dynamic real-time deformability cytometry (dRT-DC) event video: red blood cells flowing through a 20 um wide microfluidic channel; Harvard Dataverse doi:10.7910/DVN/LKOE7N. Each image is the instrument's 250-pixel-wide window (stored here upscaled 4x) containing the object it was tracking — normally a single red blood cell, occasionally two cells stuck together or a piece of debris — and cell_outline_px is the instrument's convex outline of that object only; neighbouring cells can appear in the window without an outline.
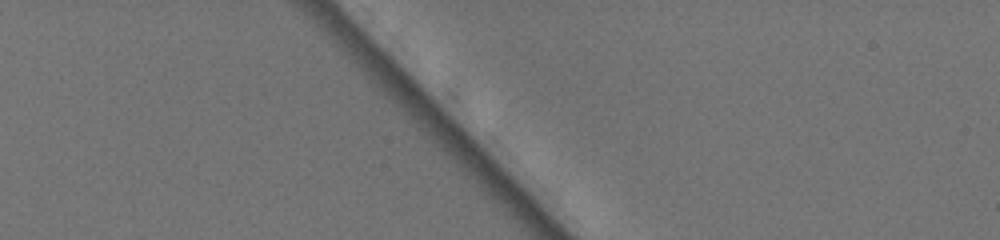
{"species": "common noctule bat (a hibernating species)", "species_latin": "Nyctalus noctula", "temperature_condition": "warm", "stored_images_in_passage": 3, "camera_frame_rate_fps": 3000, "um_per_image_px": 0.085, "animal": {"sex": "female", "body_mass_g": 19.5, "forearm_length_mm": 54.1}, "frame": {"image": 1, "passage_image": 2, "time_ms": 0.333, "image_size_px": [1000, 240], "cell_outline_px": [[596, 132], [592, 140], [516, 60], [516, 56], [524, 40], [532, 40], [572, 84], [596, 116]], "centroid_in_image_um": [47.33, 7.32], "position_along_channel_um": 37.7, "area_um2": 18.5}}